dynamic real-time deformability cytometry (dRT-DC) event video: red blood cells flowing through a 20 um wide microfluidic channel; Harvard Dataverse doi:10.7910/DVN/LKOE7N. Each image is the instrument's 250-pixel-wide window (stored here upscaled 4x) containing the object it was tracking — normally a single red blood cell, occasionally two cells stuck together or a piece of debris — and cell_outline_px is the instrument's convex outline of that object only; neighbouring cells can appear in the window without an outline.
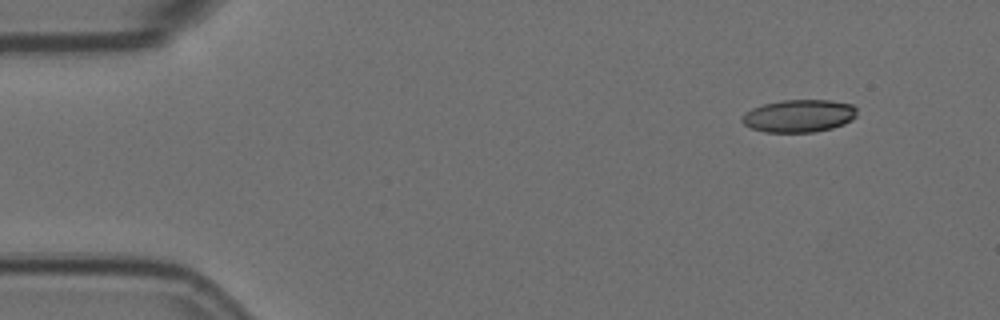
{"species": "Egyptian fruit bat (a non-hibernating species)", "species_latin": "Rousettus aegyptiacus", "temperature_condition": "room temperature", "stored_images_in_passage": 14, "camera_frame_rate_fps": 3000, "um_per_image_px": 0.085, "animal": {"sex": "female"}, "frame": {"image": 1, "passage_image": 1, "time_ms": 0.0, "image_size_px": [1000, 320], "cell_outline_px": [[856, 116], [852, 120], [844, 124], [832, 128], [812, 132], [764, 132], [752, 128], [744, 124], [740, 120], [752, 108], [764, 104], [784, 100], [828, 100], [852, 104], [856, 108]], "centroid_in_image_um": [67.94, 9.85], "position_along_channel_um": 17.1, "area_um2": 21.68}}
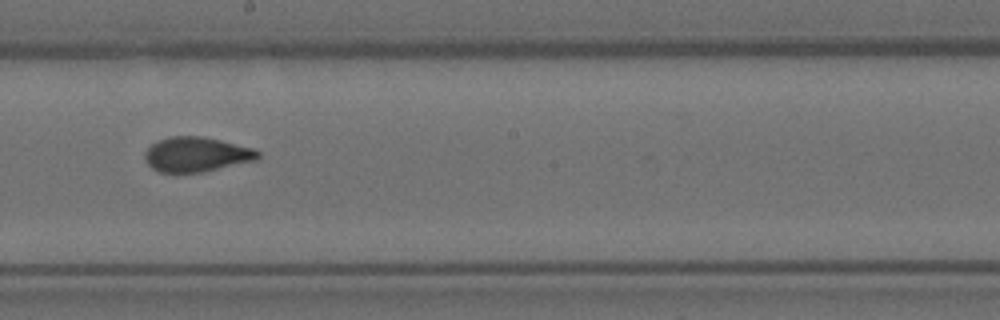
{"frame": {"image": 2, "passage_image": 8, "time_ms": 2.333, "image_size_px": [1000, 320], "cell_outline_px": [[260, 156], [256, 160], [204, 172], [160, 172], [152, 168], [148, 164], [144, 156], [144, 152], [152, 144], [168, 136], [200, 136], [220, 140], [252, 148], [260, 152]], "centroid_in_image_um": [16.69, 13.13], "position_along_channel_um": 231.5, "area_um2": 22.77}}
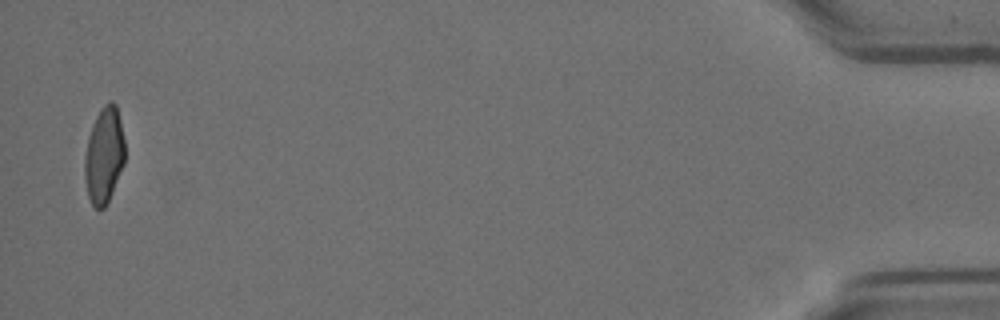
{"frame": {"image": 3, "passage_image": 14, "time_ms": 4.333, "image_size_px": [1000, 320], "cell_outline_px": [[124, 164], [112, 192], [104, 208], [96, 208], [92, 204], [88, 196], [84, 176], [84, 156], [88, 136], [92, 124], [100, 108], [108, 100], [112, 100], [116, 104], [120, 120], [124, 140]], "centroid_in_image_um": [8.83, 13.16], "position_along_channel_um": 426.4, "area_um2": 22.6}}